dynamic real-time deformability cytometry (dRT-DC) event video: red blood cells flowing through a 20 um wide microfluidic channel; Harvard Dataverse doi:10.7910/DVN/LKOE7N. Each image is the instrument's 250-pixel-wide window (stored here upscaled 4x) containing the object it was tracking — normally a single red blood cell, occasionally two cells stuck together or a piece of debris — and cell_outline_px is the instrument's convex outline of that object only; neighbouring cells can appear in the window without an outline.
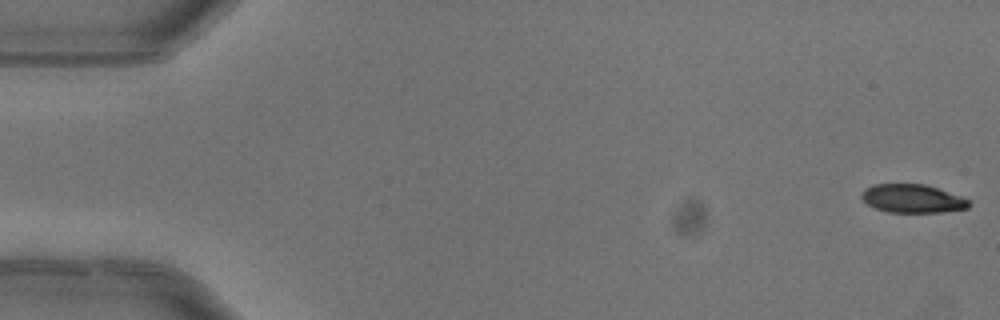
{"species": "common noctule bat (a hibernating species)", "species_latin": "Nyctalus noctula", "temperature_condition": "warm", "stored_images_in_passage": 5, "camera_frame_rate_fps": 3000, "um_per_image_px": 0.085, "animal": {"sex": "female"}, "frame": {"image": 1, "passage_image": 1, "time_ms": 0.0, "image_size_px": [1000, 320], "cell_outline_px": [[972, 204], [968, 208], [940, 212], [888, 212], [876, 208], [868, 204], [860, 196], [860, 192], [864, 188], [872, 184], [924, 184], [960, 196], [968, 200]], "centroid_in_image_um": [77.52, 16.87], "position_along_channel_um": 7.5, "area_um2": 17.69}}